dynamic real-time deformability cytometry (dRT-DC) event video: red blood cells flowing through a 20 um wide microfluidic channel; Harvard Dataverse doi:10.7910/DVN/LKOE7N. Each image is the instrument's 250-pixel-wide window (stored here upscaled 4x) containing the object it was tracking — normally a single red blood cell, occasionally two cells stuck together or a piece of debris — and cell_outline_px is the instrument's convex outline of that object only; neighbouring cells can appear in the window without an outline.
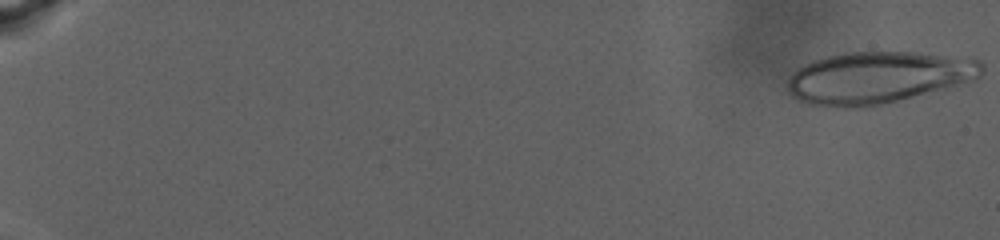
{"species": "human", "species_latin": "Homo sapiens", "temperature_condition": "warm", "stored_images_in_passage": 84, "camera_frame_rate_fps": 3000, "um_per_image_px": 0.085, "donor": {"sex": "male"}, "frame": {"image": 1, "passage_image": 1, "time_ms": 0.0, "image_size_px": [1000, 240], "cell_outline_px": [[984, 68], [980, 76], [976, 80], [880, 104], [856, 108], [844, 108], [812, 104], [796, 100], [792, 96], [788, 88], [788, 80], [800, 68], [816, 60], [828, 56], [848, 52], [912, 52], [980, 60], [984, 64]], "centroid_in_image_um": [74.65, 6.59], "position_along_channel_um": 10.4, "area_um2": 57.68}}
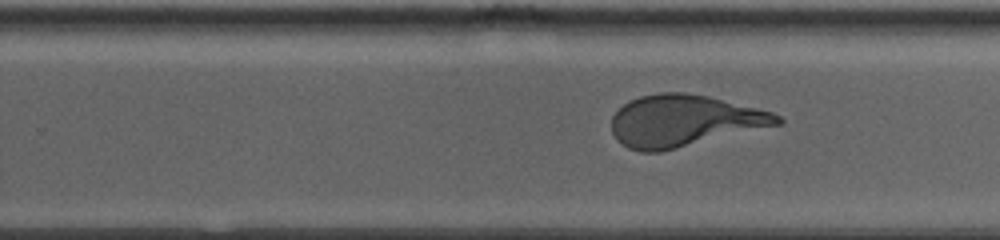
{"frame": {"image": 2, "passage_image": 57, "time_ms": 18.667, "image_size_px": [1000, 240], "cell_outline_px": [[784, 120], [780, 124], [660, 152], [640, 152], [628, 148], [612, 132], [612, 116], [624, 104], [640, 96], [660, 92], [684, 92], [708, 96], [772, 112], [780, 116]], "centroid_in_image_um": [58.13, 10.26], "position_along_channel_um": 271.7, "area_um2": 49.3}}
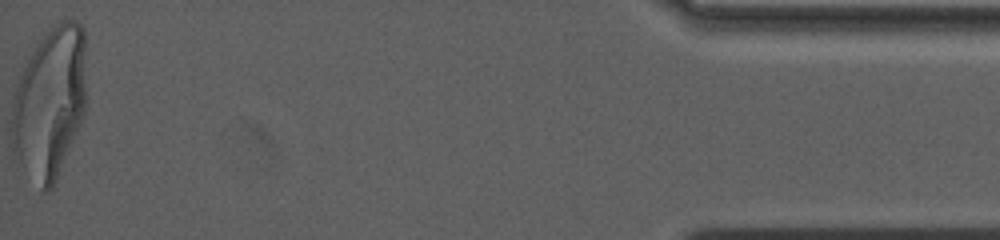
{"frame": {"image": 3, "passage_image": 84, "time_ms": 27.667, "image_size_px": [1000, 240], "cell_outline_px": [[84, 116], [56, 180], [52, 188], [48, 192], [44, 192], [20, 164], [12, 152], [12, 104], [16, 88], [20, 76], [36, 44], [44, 32], [60, 20], [76, 20], [84, 28]], "centroid_in_image_um": [4.22, 8.72], "position_along_channel_um": 431.0, "area_um2": 65.31}}